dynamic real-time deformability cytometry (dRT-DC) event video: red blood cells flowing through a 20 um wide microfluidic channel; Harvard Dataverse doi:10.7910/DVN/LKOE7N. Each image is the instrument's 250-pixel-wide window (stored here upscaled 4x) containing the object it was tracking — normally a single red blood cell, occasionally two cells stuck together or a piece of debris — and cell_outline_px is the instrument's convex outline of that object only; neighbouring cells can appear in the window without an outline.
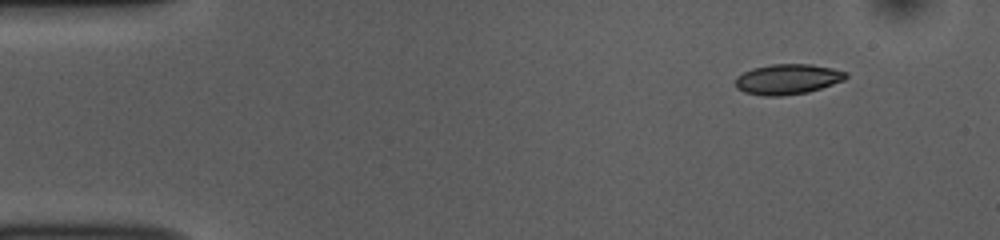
{"species": "common noctule bat (a hibernating species)", "species_latin": "Nyctalus noctula", "temperature_condition": "room temperature", "stored_images_in_passage": 48, "camera_frame_rate_fps": 3000, "um_per_image_px": 0.085, "animal": {"sex": "female", "body_mass_g": 10.0, "forearm_length_mm": 53.1}, "frame": {"image": 1, "passage_image": 1, "time_ms": 0.0, "image_size_px": [1000, 240], "cell_outline_px": [[848, 76], [844, 80], [808, 92], [784, 96], [764, 96], [744, 92], [736, 88], [736, 76], [752, 68], [772, 64], [812, 64], [832, 68], [848, 72]], "centroid_in_image_um": [66.94, 6.73], "position_along_channel_um": 18.1, "area_um2": 19.59}}
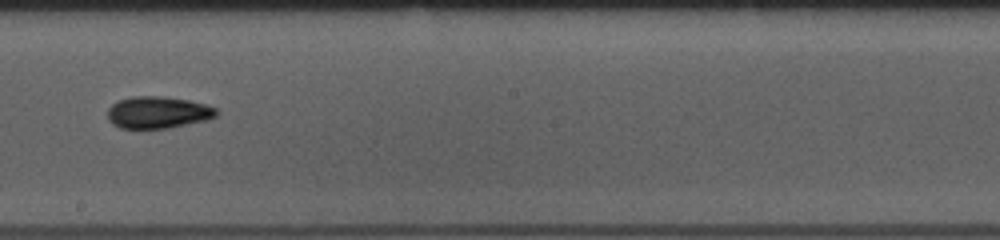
{"frame": {"image": 2, "passage_image": 25, "time_ms": 8.0, "image_size_px": [1000, 240], "cell_outline_px": [[220, 112], [216, 116], [208, 120], [168, 128], [120, 128], [112, 124], [108, 120], [108, 108], [116, 100], [132, 96], [164, 96], [188, 100], [208, 104], [216, 108]], "centroid_in_image_um": [13.44, 9.54], "position_along_channel_um": 234.8, "area_um2": 20.58}}
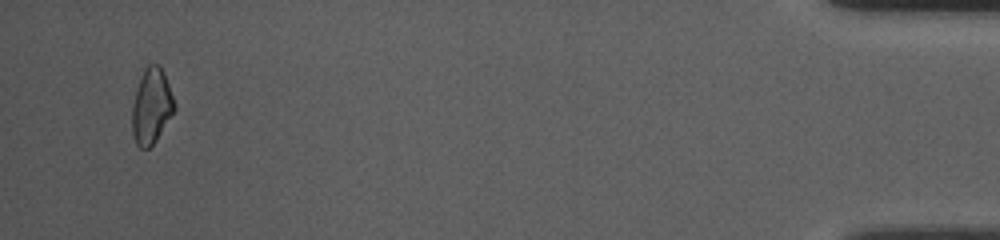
{"frame": {"image": 3, "passage_image": 46, "time_ms": 15.0, "image_size_px": [1000, 240], "cell_outline_px": [[176, 108], [156, 140], [148, 148], [140, 148], [136, 144], [132, 136], [132, 104], [140, 68], [148, 64], [160, 64], [164, 72]], "centroid_in_image_um": [12.83, 8.96], "position_along_channel_um": 422.4, "area_um2": 18.96}, "authors_computed_cell_mechanics": {"area_um2": 19.3052, "velocity_mm_per_s": 3.8231, "shape_relaxation_time_tau1_ms": 4.8367, "shape_relaxation_time_tau2_ms": 9.8198, "deformation_change_tau1": 0.1149, "deformation_change_tau2": 0.1445}}